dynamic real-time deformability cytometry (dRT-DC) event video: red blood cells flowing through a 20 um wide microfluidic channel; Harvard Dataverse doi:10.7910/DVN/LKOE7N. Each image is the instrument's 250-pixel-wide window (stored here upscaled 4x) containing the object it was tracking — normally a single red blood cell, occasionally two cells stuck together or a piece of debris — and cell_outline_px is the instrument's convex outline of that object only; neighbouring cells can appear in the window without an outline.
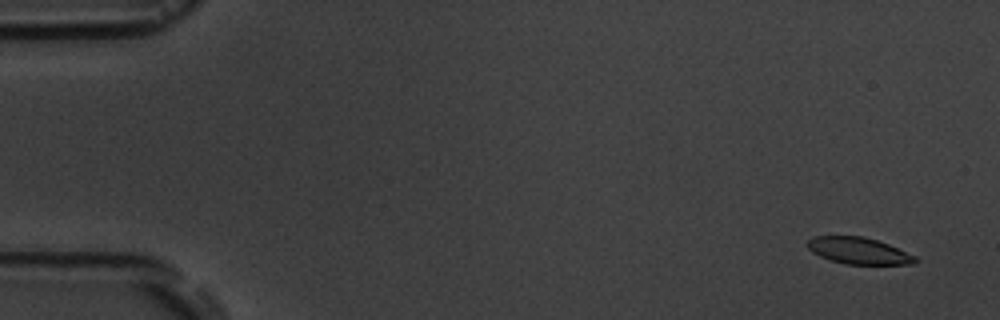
{"species": "common noctule bat (a hibernating species)", "species_latin": "Nyctalus noctula", "temperature_condition": "room temperature", "stored_images_in_passage": 5, "camera_frame_rate_fps": 3000, "um_per_image_px": 0.085, "animal": {"sex": "male", "body_mass_g": 19.5, "forearm_length_mm": 54.6}, "frame": {"image": 1, "passage_image": 1, "time_ms": 0.0, "image_size_px": [1000, 320], "cell_outline_px": [[920, 260], [916, 264], [848, 264], [832, 260], [820, 256], [812, 252], [808, 248], [808, 240], [812, 236], [864, 236], [888, 244], [916, 256]], "centroid_in_image_um": [73.02, 21.31], "position_along_channel_um": 12.0, "area_um2": 16.65}}
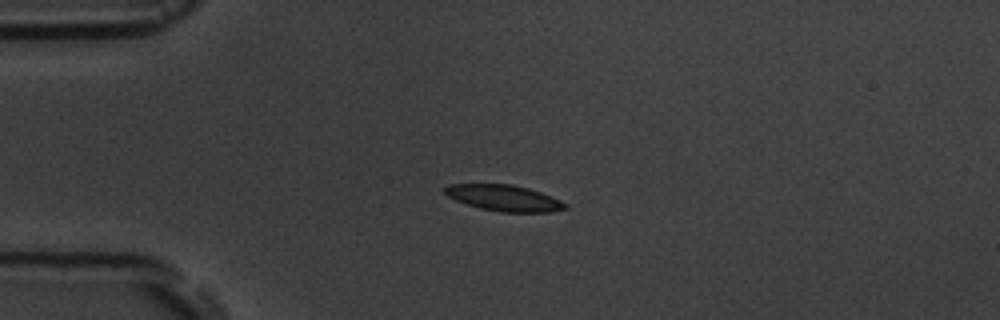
{"frame": {"image": 2, "passage_image": 4, "time_ms": 3.667, "image_size_px": [1000, 320], "cell_outline_px": [[568, 208], [548, 212], [500, 212], [480, 208], [456, 200], [448, 196], [444, 192], [444, 188], [448, 184], [512, 184], [528, 188], [540, 192], [560, 200], [568, 204]], "centroid_in_image_um": [42.85, 16.83], "position_along_channel_um": 42.1, "area_um2": 18.21}}